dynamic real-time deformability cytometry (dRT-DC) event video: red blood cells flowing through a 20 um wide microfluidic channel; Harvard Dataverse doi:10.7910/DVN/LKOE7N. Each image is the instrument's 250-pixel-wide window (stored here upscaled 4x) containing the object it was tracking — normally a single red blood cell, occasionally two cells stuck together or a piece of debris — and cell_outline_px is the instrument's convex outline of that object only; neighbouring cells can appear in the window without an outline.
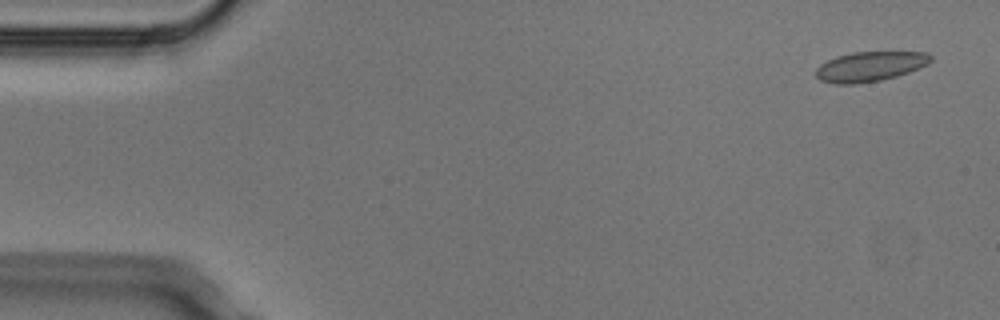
{"species": "Egyptian fruit bat (a non-hibernating species)", "species_latin": "Rousettus aegyptiacus", "temperature_condition": "cold", "stored_images_in_passage": 7, "camera_frame_rate_fps": 3000, "um_per_image_px": 0.085, "animal": {"sex": "male"}, "frame": {"image": 1, "passage_image": 1, "time_ms": 0.0, "image_size_px": [1000, 320], "cell_outline_px": [[932, 60], [928, 64], [908, 72], [896, 76], [880, 80], [856, 84], [832, 84], [820, 80], [816, 76], [816, 68], [820, 64], [836, 56], [852, 52], [928, 52], [932, 56]], "centroid_in_image_um": [73.93, 5.65], "position_along_channel_um": 11.1, "area_um2": 20.0}}
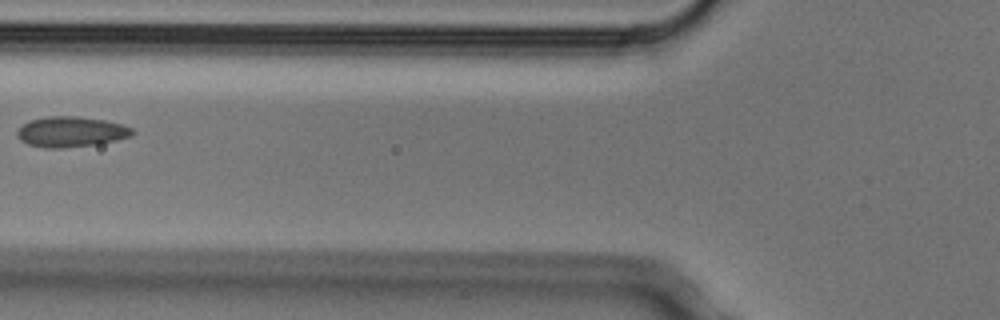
{"frame": {"image": 2, "passage_image": 6, "time_ms": 1.667, "image_size_px": [1000, 320], "cell_outline_px": [[136, 132], [132, 136], [116, 140], [96, 144], [64, 148], [44, 148], [28, 144], [20, 140], [16, 132], [24, 124], [32, 120], [48, 116], [76, 116], [104, 120], [120, 124], [132, 128]], "centroid_in_image_um": [6.05, 11.21], "position_along_channel_um": 119.8, "area_um2": 20.29}}
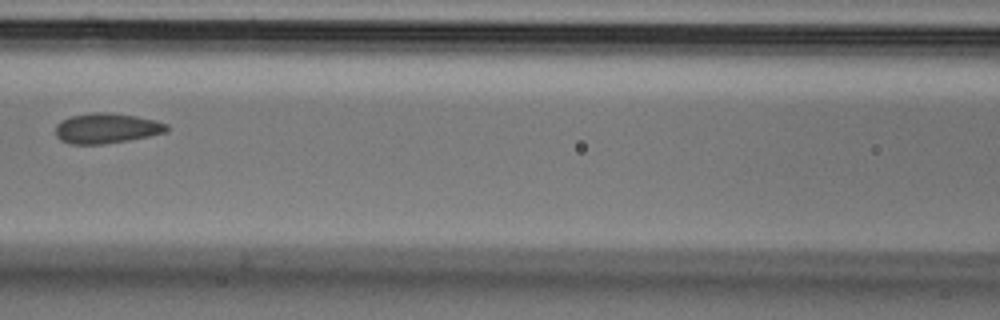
{"frame": {"image": 3, "passage_image": 7, "time_ms": 2.0, "image_size_px": [1000, 320], "cell_outline_px": [[168, 132], [128, 140], [104, 144], [68, 144], [60, 140], [56, 136], [56, 124], [60, 120], [72, 116], [92, 112], [108, 112], [136, 116], [156, 120], [168, 124]], "centroid_in_image_um": [9.05, 10.9], "position_along_channel_um": 157.6, "area_um2": 19.71}}